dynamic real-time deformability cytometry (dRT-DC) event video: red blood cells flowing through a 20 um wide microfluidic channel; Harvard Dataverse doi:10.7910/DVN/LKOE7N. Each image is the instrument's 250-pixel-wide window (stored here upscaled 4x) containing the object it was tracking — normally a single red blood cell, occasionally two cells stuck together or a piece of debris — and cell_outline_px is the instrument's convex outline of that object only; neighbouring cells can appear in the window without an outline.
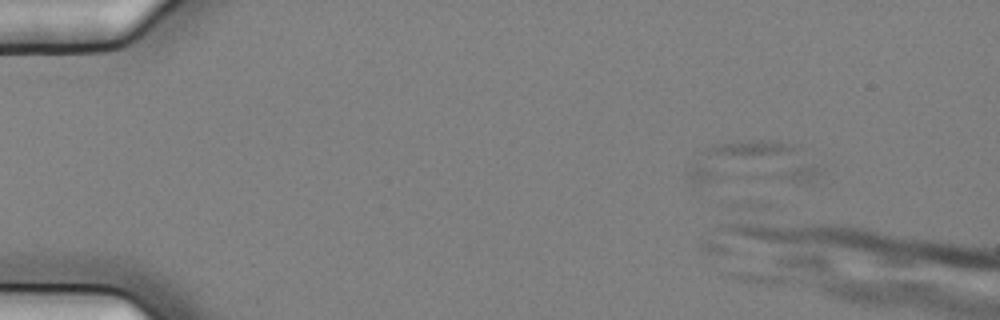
{"species": "common noctule bat (a hibernating species)", "species_latin": "Nyctalus noctula", "temperature_condition": "cold", "stored_images_in_passage": 2, "camera_frame_rate_fps": 3000, "um_per_image_px": 0.085, "animal": {"sex": "female", "body_mass_g": 25.1}, "frame": {"image": 1, "passage_image": 1, "time_ms": 0.0, "image_size_px": [1000, 320], "cell_outline_px": [[824, 172], [812, 184], [692, 184], [688, 176], [688, 172], [704, 148], [716, 144], [748, 140], [776, 140], [800, 144], [824, 168]], "centroid_in_image_um": [64.21, 13.95], "position_along_channel_um": 20.8, "area_um2": 36.18}}